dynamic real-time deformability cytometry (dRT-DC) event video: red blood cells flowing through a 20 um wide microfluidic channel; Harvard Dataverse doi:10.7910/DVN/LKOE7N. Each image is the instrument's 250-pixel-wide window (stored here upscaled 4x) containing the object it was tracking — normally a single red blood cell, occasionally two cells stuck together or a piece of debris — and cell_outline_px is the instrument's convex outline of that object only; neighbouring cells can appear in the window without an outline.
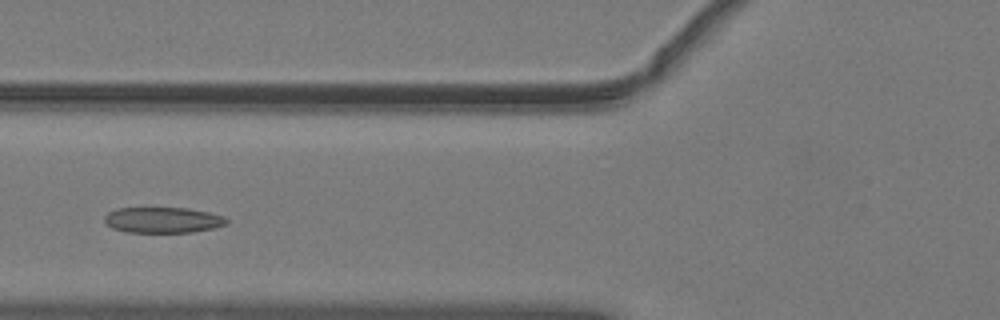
{"species": "common noctule bat (a hibernating species)", "species_latin": "Nyctalus noctula", "temperature_condition": "warm", "stored_images_in_passage": 42, "camera_frame_rate_fps": 3000, "um_per_image_px": 0.085, "animal": {"sex": "male", "body_mass_g": 19.2, "forearm_length_mm": 51.8}, "frame": {"image": 1, "passage_image": 11, "time_ms": 3.333, "image_size_px": [1000, 320], "cell_outline_px": [[228, 224], [212, 228], [192, 232], [128, 232], [112, 228], [104, 220], [104, 216], [108, 212], [116, 208], [188, 208], [208, 212], [224, 216], [228, 220]], "centroid_in_image_um": [13.84, 18.69], "position_along_channel_um": 112.0, "area_um2": 18.26}}
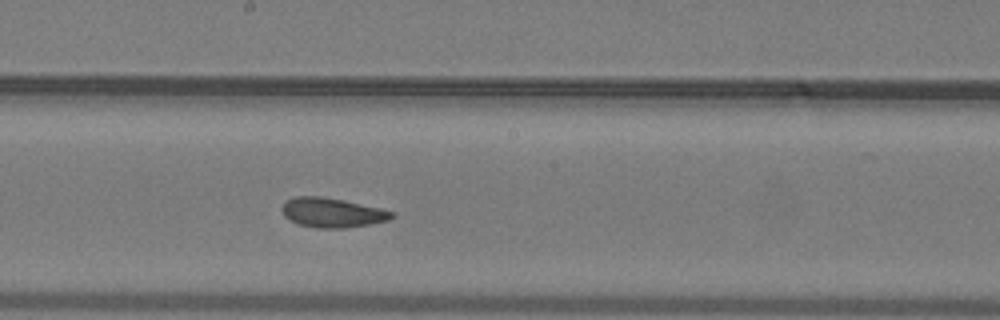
{"frame": {"image": 2, "passage_image": 19, "time_ms": 6.0, "image_size_px": [1000, 320], "cell_outline_px": [[396, 216], [388, 220], [368, 224], [344, 228], [316, 228], [296, 224], [288, 220], [284, 216], [280, 208], [284, 200], [292, 196], [320, 196], [344, 200], [380, 208], [392, 212]], "centroid_in_image_um": [28.15, 18.07], "position_along_channel_um": 220.1, "area_um2": 19.13}}
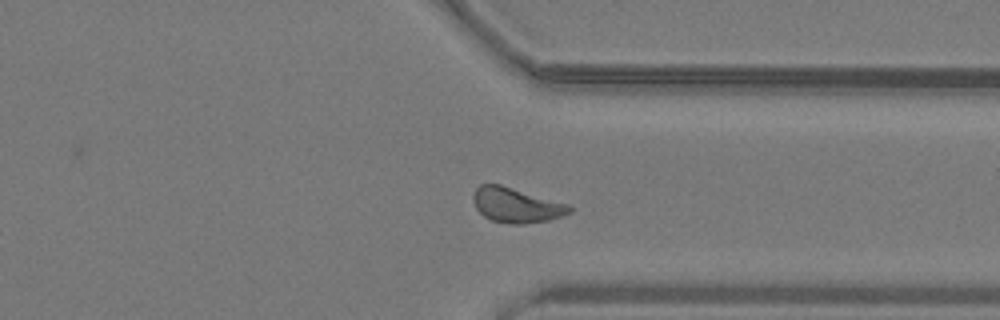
{"frame": {"image": 3, "passage_image": 30, "time_ms": 9.667, "image_size_px": [1000, 320], "cell_outline_px": [[572, 212], [548, 220], [524, 224], [512, 224], [492, 220], [484, 216], [476, 208], [472, 200], [472, 196], [476, 188], [480, 184], [500, 184], [572, 204]], "centroid_in_image_um": [43.91, 17.42], "position_along_channel_um": 367.5, "area_um2": 19.77}, "authors_computed_cell_mechanics": {"area_um2": 19.1029, "velocity_mm_per_s": 4.0457, "shape_relaxation_time_tau1_ms": 6.9421, "shape_relaxation_time_tau2_ms": 2.0053, "deformation_change_tau1": 0.1556, "deformation_change_tau2": 0.0815}}